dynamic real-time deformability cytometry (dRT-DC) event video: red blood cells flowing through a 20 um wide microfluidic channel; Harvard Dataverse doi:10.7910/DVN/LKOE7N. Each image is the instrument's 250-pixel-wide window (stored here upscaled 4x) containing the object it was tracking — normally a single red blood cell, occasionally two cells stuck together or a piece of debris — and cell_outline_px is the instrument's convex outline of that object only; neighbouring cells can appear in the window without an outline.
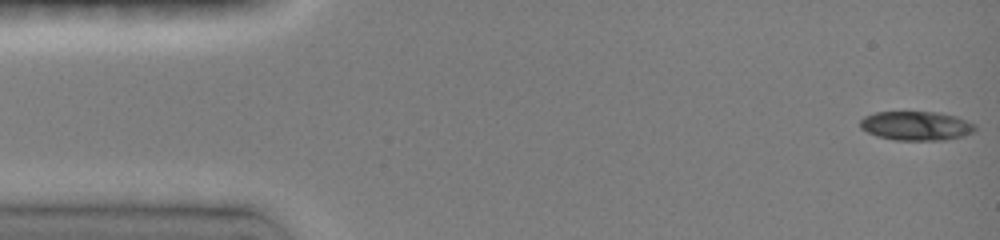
{"species": "common noctule bat (a hibernating species)", "species_latin": "Nyctalus noctula", "temperature_condition": "room temperature", "stored_images_in_passage": 5, "camera_frame_rate_fps": 3000, "um_per_image_px": 0.085, "animal": {"sex": "female", "body_mass_g": 19.0, "forearm_length_mm": 51.5}, "frame": {"image": 1, "passage_image": 1, "time_ms": 0.0, "image_size_px": [1000, 240], "cell_outline_px": [[976, 128], [972, 132], [960, 136], [944, 140], [896, 140], [880, 136], [868, 132], [860, 128], [860, 120], [864, 116], [876, 112], [936, 112], [956, 116], [972, 124]], "centroid_in_image_um": [77.83, 10.69], "position_along_channel_um": 7.2, "area_um2": 19.13}}
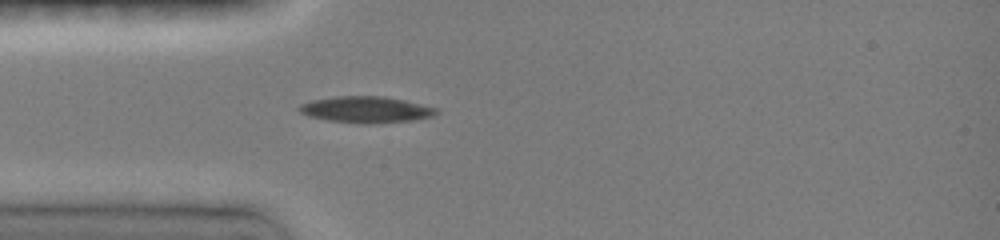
{"frame": {"image": 2, "passage_image": 5, "time_ms": 4.0, "image_size_px": [1000, 240], "cell_outline_px": [[440, 112], [432, 116], [412, 120], [372, 124], [360, 124], [328, 120], [308, 116], [300, 112], [296, 108], [300, 104], [312, 100], [336, 96], [384, 96], [404, 100], [436, 108]], "centroid_in_image_um": [31.08, 9.32], "position_along_channel_um": 53.9, "area_um2": 21.1}}